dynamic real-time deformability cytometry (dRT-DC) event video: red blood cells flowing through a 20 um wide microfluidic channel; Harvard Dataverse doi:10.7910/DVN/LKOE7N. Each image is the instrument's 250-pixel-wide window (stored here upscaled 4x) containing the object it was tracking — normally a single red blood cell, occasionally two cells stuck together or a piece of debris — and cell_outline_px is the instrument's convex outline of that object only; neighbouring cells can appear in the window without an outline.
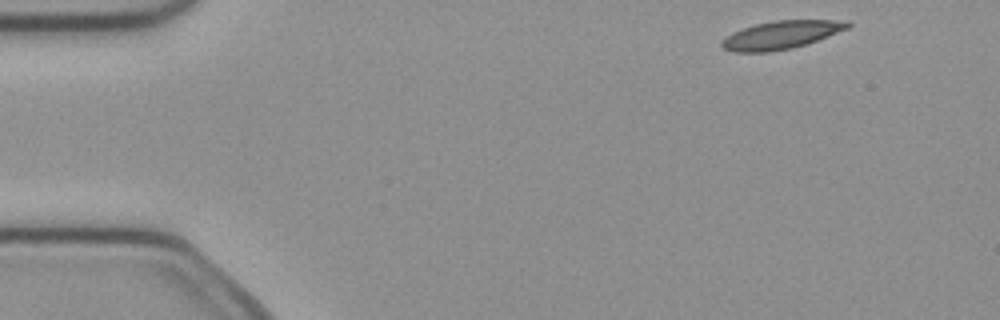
{"species": "common noctule bat (a hibernating species)", "species_latin": "Nyctalus noctula", "temperature_condition": "cold", "stored_images_in_passage": 5, "camera_frame_rate_fps": 3000, "um_per_image_px": 0.085, "animal": {"sex": "female", "body_mass_g": 21.9}, "frame": {"image": 1, "passage_image": 1, "time_ms": 0.0, "image_size_px": [1000, 320], "cell_outline_px": [[852, 24], [848, 28], [828, 36], [792, 48], [768, 52], [732, 52], [724, 48], [720, 44], [720, 40], [732, 32], [756, 24], [776, 20], [848, 20]], "centroid_in_image_um": [66.37, 2.96], "position_along_channel_um": 18.6, "area_um2": 20.52}}
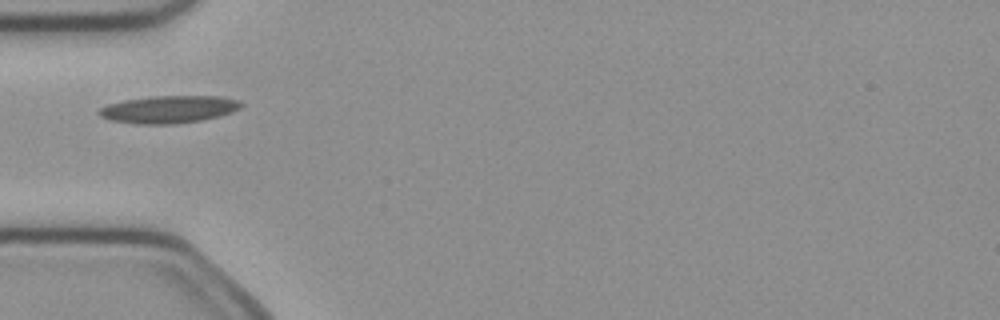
{"frame": {"image": 2, "passage_image": 4, "time_ms": 1.0, "image_size_px": [1000, 320], "cell_outline_px": [[244, 104], [240, 108], [232, 112], [220, 116], [200, 120], [176, 124], [136, 124], [108, 120], [100, 116], [96, 112], [100, 108], [108, 104], [124, 100], [152, 96], [220, 96], [240, 100]], "centroid_in_image_um": [14.34, 9.29], "position_along_channel_um": 70.7, "area_um2": 22.95}}